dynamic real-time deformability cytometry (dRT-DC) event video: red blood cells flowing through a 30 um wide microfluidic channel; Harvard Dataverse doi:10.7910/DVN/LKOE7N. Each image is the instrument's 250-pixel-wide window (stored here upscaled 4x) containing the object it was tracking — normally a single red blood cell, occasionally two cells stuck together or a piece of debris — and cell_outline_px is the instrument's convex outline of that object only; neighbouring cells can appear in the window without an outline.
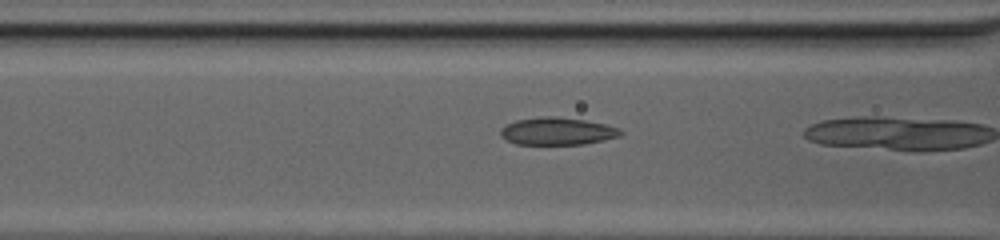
{"species": "common noctule bat (a hibernating species)", "species_latin": "Nyctalus noctula", "temperature_condition": "cold", "stored_images_in_passage": 21, "camera_frame_rate_fps": 3000, "um_per_image_px": 0.085, "animal": {"sex": "female", "body_mass_g": 20.0, "forearm_length_mm": 54.0}, "frame": {"image": 1, "passage_image": 20, "time_ms": 6.333, "image_size_px": [1000, 240], "cell_outline_px": [[624, 132], [620, 136], [604, 140], [584, 144], [516, 144], [500, 136], [500, 128], [516, 120], [540, 116], [556, 116], [584, 120], [604, 124], [620, 128]], "centroid_in_image_um": [47.38, 11.15], "position_along_channel_um": 119.2, "area_um2": 19.25}}